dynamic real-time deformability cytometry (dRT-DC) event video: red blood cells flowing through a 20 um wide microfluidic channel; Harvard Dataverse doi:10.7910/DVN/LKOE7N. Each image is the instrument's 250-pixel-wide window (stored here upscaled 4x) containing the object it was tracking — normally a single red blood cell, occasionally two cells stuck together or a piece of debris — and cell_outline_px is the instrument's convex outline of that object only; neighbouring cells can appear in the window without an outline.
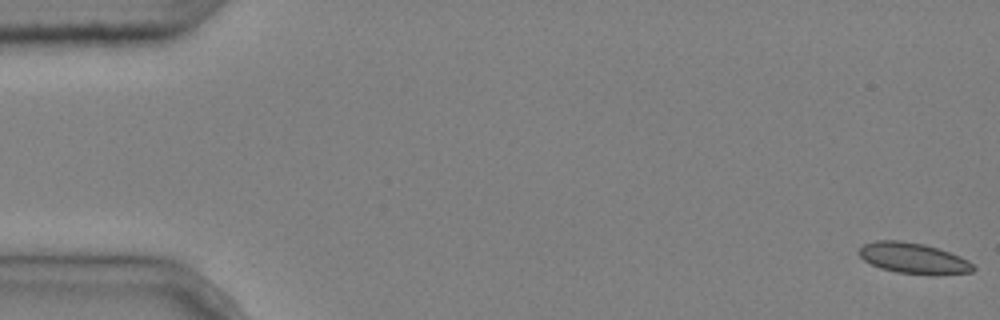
{"species": "common noctule bat (a hibernating species)", "species_latin": "Nyctalus noctula", "temperature_condition": "cold", "stored_images_in_passage": 5, "camera_frame_rate_fps": 3000, "um_per_image_px": 0.085, "animal": {"sex": "male", "body_mass_g": 20.4}, "frame": {"image": 1, "passage_image": 1, "time_ms": 0.0, "image_size_px": [1000, 320], "cell_outline_px": [[976, 268], [972, 272], [932, 276], [896, 272], [880, 268], [864, 260], [856, 252], [864, 244], [876, 240], [900, 240], [924, 244], [940, 248], [960, 256], [968, 260]], "centroid_in_image_um": [77.66, 21.96], "position_along_channel_um": 7.3, "area_um2": 20.87}}
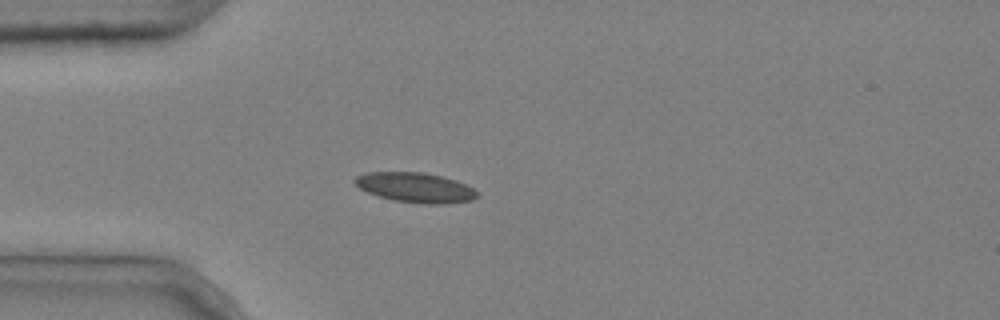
{"frame": {"image": 2, "passage_image": 5, "time_ms": 1.333, "image_size_px": [1000, 320], "cell_outline_px": [[480, 196], [472, 200], [448, 204], [420, 204], [392, 200], [368, 192], [360, 188], [352, 180], [356, 176], [368, 172], [424, 172], [456, 180], [480, 192]], "centroid_in_image_um": [35.34, 15.95], "position_along_channel_um": 49.7, "area_um2": 21.44}}